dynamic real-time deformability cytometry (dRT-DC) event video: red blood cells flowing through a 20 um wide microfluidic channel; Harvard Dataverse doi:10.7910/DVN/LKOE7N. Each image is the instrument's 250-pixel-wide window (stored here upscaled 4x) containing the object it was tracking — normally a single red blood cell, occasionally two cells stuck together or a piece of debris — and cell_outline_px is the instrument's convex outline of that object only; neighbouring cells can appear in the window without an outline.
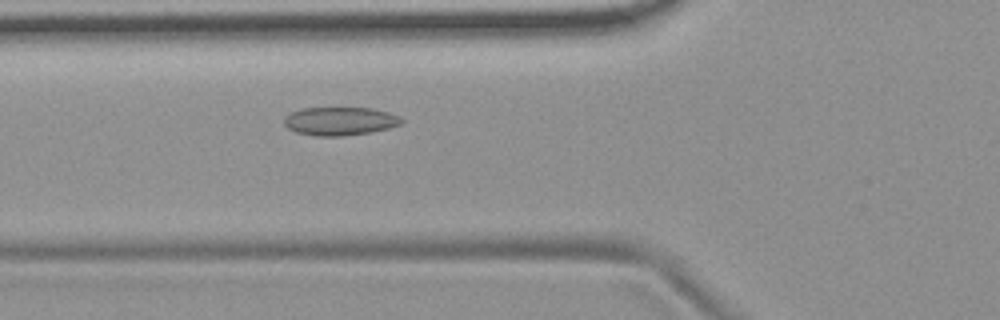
{"species": "common noctule bat (a hibernating species)", "species_latin": "Nyctalus noctula", "temperature_condition": "room temperature", "stored_images_in_passage": 40, "camera_frame_rate_fps": 3000, "um_per_image_px": 0.085, "animal": {"sex": "female", "body_mass_g": 19.9}, "frame": {"image": 1, "passage_image": 5, "time_ms": 1.333, "image_size_px": [1000, 320], "cell_outline_px": [[404, 120], [400, 124], [388, 128], [368, 132], [340, 136], [316, 136], [296, 132], [288, 128], [284, 124], [284, 116], [300, 108], [372, 108], [388, 112], [400, 116]], "centroid_in_image_um": [28.87, 10.29], "position_along_channel_um": 96.9, "area_um2": 19.31}}
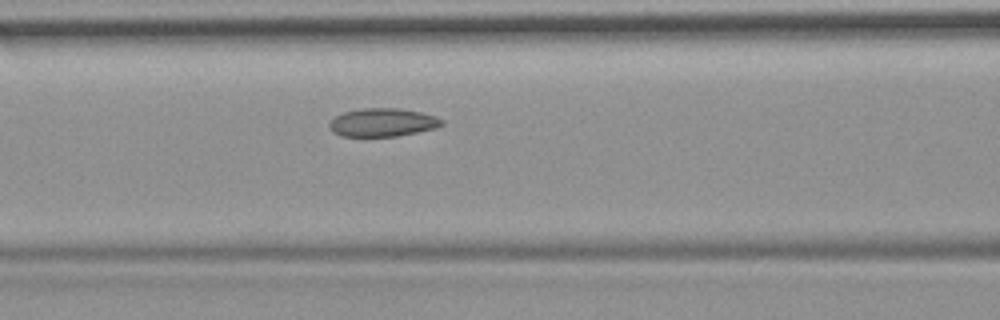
{"frame": {"image": 2, "passage_image": 8, "time_ms": 2.333, "image_size_px": [1000, 320], "cell_outline_px": [[444, 124], [436, 128], [396, 136], [340, 136], [332, 132], [328, 124], [336, 116], [344, 112], [360, 108], [400, 108], [420, 112], [436, 116], [444, 120]], "centroid_in_image_um": [32.53, 10.4], "position_along_channel_um": 134.1, "area_um2": 18.55}}
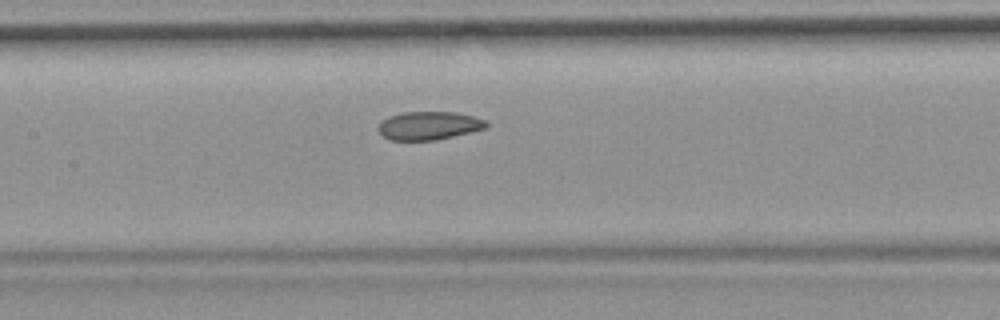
{"frame": {"image": 3, "passage_image": 11, "time_ms": 3.333, "image_size_px": [1000, 320], "cell_outline_px": [[488, 128], [436, 140], [388, 140], [376, 128], [388, 116], [404, 112], [456, 112], [472, 116], [484, 120], [488, 124]], "centroid_in_image_um": [36.46, 10.68], "position_along_channel_um": 170.9, "area_um2": 17.74}, "authors_computed_cell_mechanics": {"area_um2": 18.785, "velocity_mm_per_s": 3.6989, "shape_relaxation_time_tau1_ms": null, "shape_relaxation_time_tau2_ms": 2.1953, "deformation_change_tau1": null, "deformation_change_tau2": 0.0829}}